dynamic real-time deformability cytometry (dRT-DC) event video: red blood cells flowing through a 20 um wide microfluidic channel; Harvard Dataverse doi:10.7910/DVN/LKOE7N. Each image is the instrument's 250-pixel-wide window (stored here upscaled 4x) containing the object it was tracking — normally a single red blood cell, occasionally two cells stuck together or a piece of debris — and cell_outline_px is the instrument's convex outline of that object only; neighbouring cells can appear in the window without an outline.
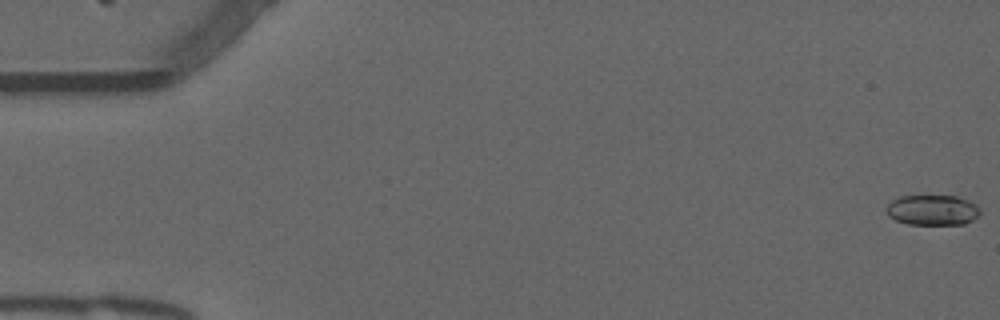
{"species": "common noctule bat (a hibernating species)", "species_latin": "Nyctalus noctula", "temperature_condition": "warm", "stored_images_in_passage": 4, "camera_frame_rate_fps": 3000, "um_per_image_px": 0.085, "animal": {"sex": "male", "forearm_length_mm": 52.5}, "frame": {"image": 1, "passage_image": 1, "time_ms": 0.0, "image_size_px": [1000, 320], "cell_outline_px": [[980, 212], [972, 220], [964, 224], [908, 224], [896, 220], [888, 216], [888, 204], [892, 200], [900, 196], [956, 196], [968, 200], [976, 204], [980, 208]], "centroid_in_image_um": [79.27, 17.85], "position_along_channel_um": 5.7, "area_um2": 16.42}}